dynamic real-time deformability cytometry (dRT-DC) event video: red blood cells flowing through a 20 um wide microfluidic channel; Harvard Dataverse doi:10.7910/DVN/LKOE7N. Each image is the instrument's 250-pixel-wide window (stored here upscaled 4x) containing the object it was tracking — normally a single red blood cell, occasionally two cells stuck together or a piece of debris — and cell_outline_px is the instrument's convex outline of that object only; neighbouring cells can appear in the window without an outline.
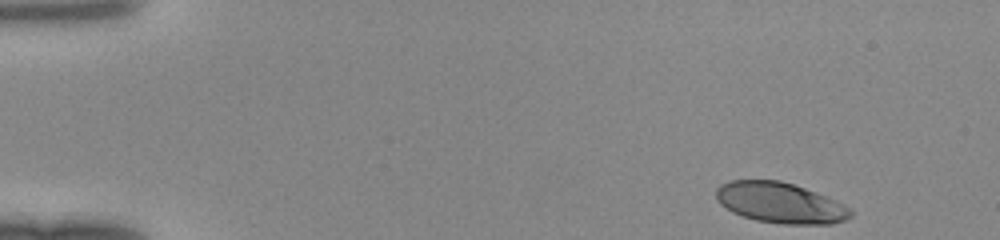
{"species": "human", "species_latin": "Homo sapiens", "temperature_condition": "room temperature", "stored_images_in_passage": 44, "camera_frame_rate_fps": 3000, "um_per_image_px": 0.085, "donor": {"sex": "female"}, "frame": {"image": 1, "passage_image": 1, "time_ms": 0.0, "image_size_px": [1000, 240], "cell_outline_px": [[852, 216], [844, 220], [832, 224], [780, 224], [756, 220], [732, 212], [720, 204], [716, 200], [716, 188], [720, 184], [728, 180], [780, 180], [816, 192], [836, 200], [848, 208], [852, 212]], "centroid_in_image_um": [66.28, 17.24], "position_along_channel_um": 18.7, "area_um2": 31.85}}
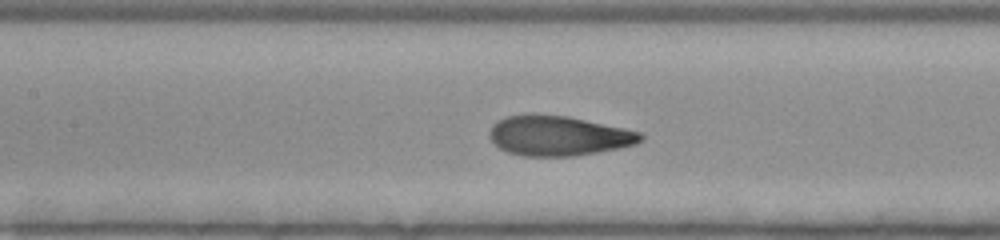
{"frame": {"image": 2, "passage_image": 19, "time_ms": 6.0, "image_size_px": [1000, 240], "cell_outline_px": [[644, 140], [636, 144], [620, 148], [572, 156], [524, 156], [508, 152], [500, 148], [488, 136], [488, 132], [492, 124], [496, 120], [504, 116], [568, 116], [624, 128], [640, 132], [644, 136]], "centroid_in_image_um": [47.48, 11.56], "position_along_channel_um": 159.9, "area_um2": 34.74}}
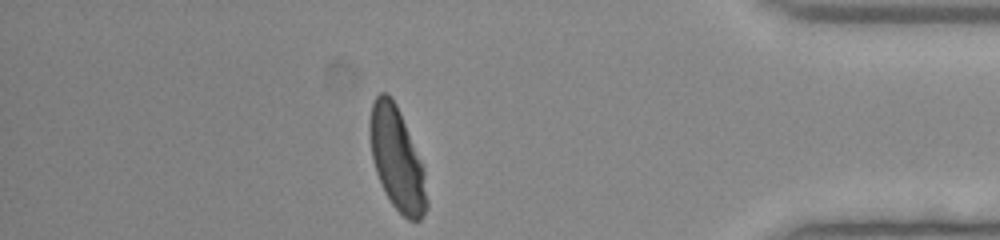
{"frame": {"image": 3, "passage_image": 38, "time_ms": 12.333, "image_size_px": [1000, 240], "cell_outline_px": [[428, 208], [420, 220], [408, 220], [392, 204], [384, 192], [376, 172], [372, 160], [368, 128], [368, 124], [372, 100], [380, 92], [384, 92], [396, 104], [400, 112], [424, 168], [428, 200]], "centroid_in_image_um": [33.73, 13.52], "position_along_channel_um": 401.5, "area_um2": 34.22}}